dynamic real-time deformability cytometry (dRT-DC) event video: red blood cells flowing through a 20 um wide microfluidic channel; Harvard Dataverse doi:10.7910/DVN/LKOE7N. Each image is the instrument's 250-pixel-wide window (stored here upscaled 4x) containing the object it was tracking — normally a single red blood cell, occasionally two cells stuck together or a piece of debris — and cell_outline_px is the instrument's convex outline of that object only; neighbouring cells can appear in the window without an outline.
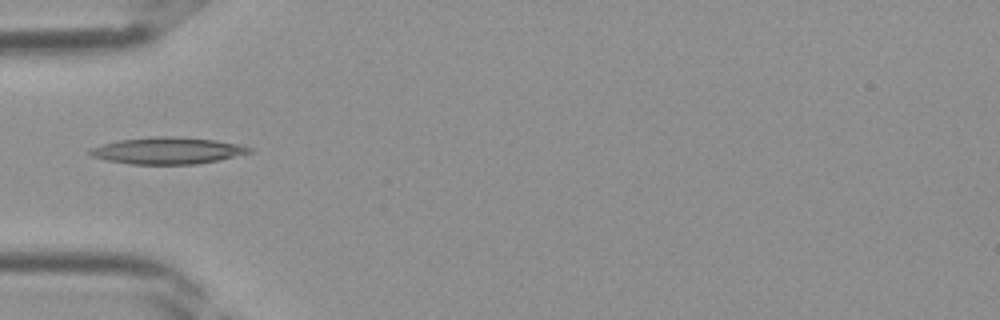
{"species": "Egyptian fruit bat (a non-hibernating species)", "species_latin": "Rousettus aegyptiacus", "temperature_condition": "room temperature", "stored_images_in_passage": 37, "camera_frame_rate_fps": 3000, "um_per_image_px": 0.085, "frame": {"image": 1, "passage_image": 12, "time_ms": 3.667, "image_size_px": [1000, 320], "cell_outline_px": [[256, 148], [252, 152], [220, 160], [196, 164], [128, 164], [104, 160], [92, 156], [88, 152], [92, 148], [104, 144], [120, 140], [148, 136], [172, 136], [216, 140], [244, 144]], "centroid_in_image_um": [14.32, 12.8], "position_along_channel_um": 70.7, "area_um2": 25.14}}
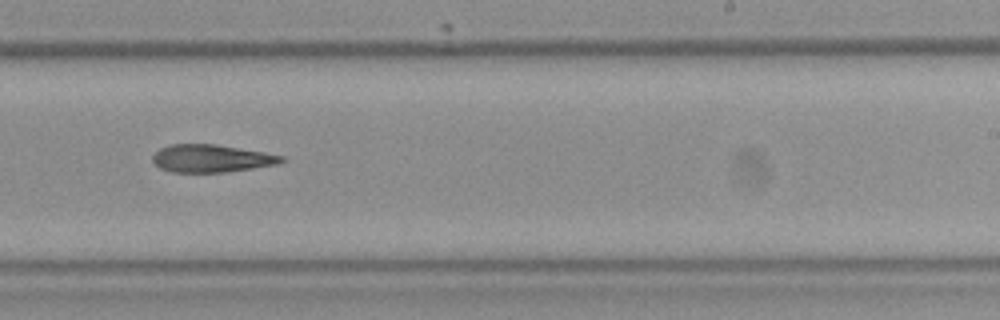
{"frame": {"image": 2, "passage_image": 23, "time_ms": 7.333, "image_size_px": [1000, 320], "cell_outline_px": [[288, 160], [276, 164], [252, 168], [224, 172], [172, 172], [160, 168], [152, 160], [152, 156], [160, 148], [168, 144], [216, 144], [264, 152], [284, 156]], "centroid_in_image_um": [17.97, 13.46], "position_along_channel_um": 271.0, "area_um2": 20.75}}
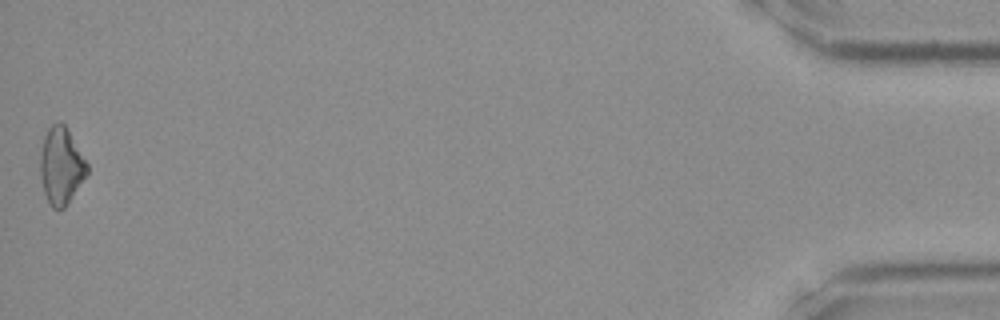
{"frame": {"image": 3, "passage_image": 37, "time_ms": 12.0, "image_size_px": [1000, 320], "cell_outline_px": [[88, 172], [68, 204], [64, 208], [52, 208], [44, 192], [40, 176], [40, 156], [44, 136], [48, 128], [52, 124], [60, 120], [68, 128], [88, 164]], "centroid_in_image_um": [5.2, 14.07], "position_along_channel_um": 430.0, "area_um2": 21.04}}